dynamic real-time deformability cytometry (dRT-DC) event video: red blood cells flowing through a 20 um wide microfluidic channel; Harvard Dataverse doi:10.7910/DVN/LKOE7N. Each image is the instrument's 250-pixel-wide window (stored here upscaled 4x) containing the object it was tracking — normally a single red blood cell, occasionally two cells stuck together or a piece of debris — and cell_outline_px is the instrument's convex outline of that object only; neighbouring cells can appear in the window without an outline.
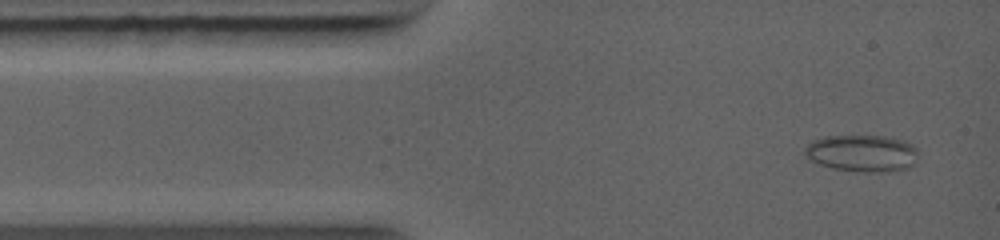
{"species": "common noctule bat (a hibernating species)", "species_latin": "Nyctalus noctula", "temperature_condition": "warm", "stored_images_in_passage": 46, "camera_frame_rate_fps": 5000, "um_per_image_px": 0.085, "animal": {"sex": "female", "body_mass_g": 19.0, "forearm_length_mm": 56.7}, "frame": {"image": 1, "passage_image": 2, "time_ms": 0.2, "image_size_px": [1000, 240], "cell_outline_px": [[916, 152], [912, 164], [908, 168], [888, 172], [864, 172], [832, 168], [820, 164], [804, 156], [804, 148], [812, 140], [824, 136], [892, 136], [904, 140], [912, 144], [916, 148]], "centroid_in_image_um": [73.25, 13.01], "position_along_channel_um": 11.7, "area_um2": 24.45}}
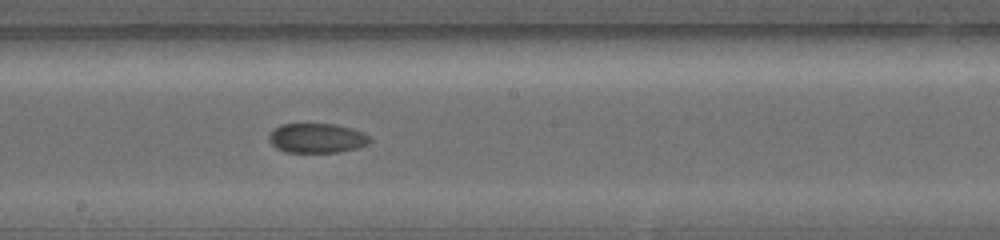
{"frame": {"image": 2, "passage_image": 21, "time_ms": 6.2, "image_size_px": [1000, 240], "cell_outline_px": [[372, 140], [368, 144], [356, 148], [336, 152], [288, 152], [276, 148], [268, 140], [268, 136], [272, 128], [280, 124], [336, 124], [352, 128], [364, 132]], "centroid_in_image_um": [26.91, 11.73], "position_along_channel_um": 221.3, "area_um2": 17.51}}
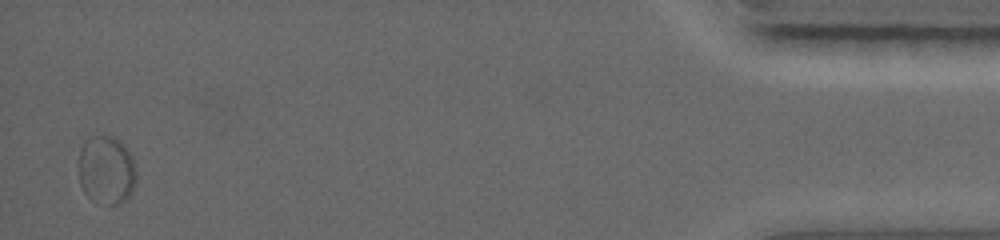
{"frame": {"image": 3, "passage_image": 46, "time_ms": 13.6, "image_size_px": [1000, 240], "cell_outline_px": [[136, 184], [132, 192], [120, 204], [108, 204], [88, 196], [84, 192], [80, 184], [76, 164], [80, 148], [84, 140], [88, 136], [112, 136], [120, 140], [132, 156], [136, 168]], "centroid_in_image_um": [9.02, 14.41], "position_along_channel_um": 426.2, "area_um2": 23.52}}